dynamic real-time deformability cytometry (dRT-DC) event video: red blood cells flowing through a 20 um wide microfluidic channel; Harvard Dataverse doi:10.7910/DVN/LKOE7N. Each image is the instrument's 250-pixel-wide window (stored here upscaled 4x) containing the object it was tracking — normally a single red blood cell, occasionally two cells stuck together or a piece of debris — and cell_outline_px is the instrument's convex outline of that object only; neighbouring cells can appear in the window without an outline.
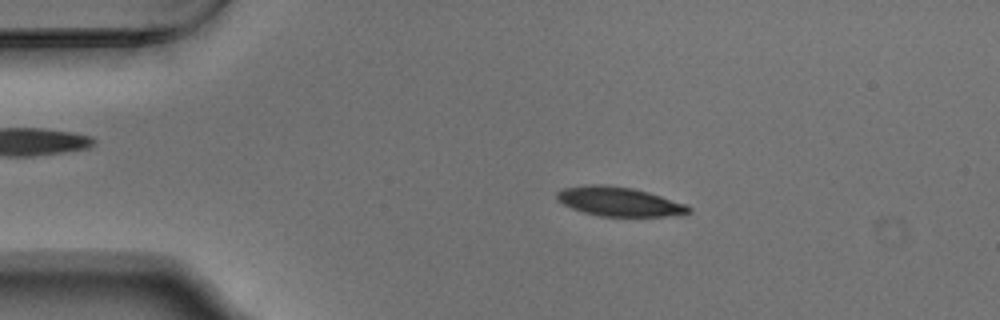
{"species": "Egyptian fruit bat (a non-hibernating species)", "species_latin": "Rousettus aegyptiacus", "temperature_condition": "warm", "stored_images_in_passage": 53, "camera_frame_rate_fps": 3000, "um_per_image_px": 0.085, "animal": {"sex": "male"}, "frame": {"image": 1, "passage_image": 10, "time_ms": 3.0, "image_size_px": [1000, 320], "cell_outline_px": [[692, 212], [684, 216], [600, 216], [584, 212], [572, 208], [556, 200], [556, 192], [564, 188], [588, 184], [604, 184], [632, 188], [648, 192], [684, 204], [692, 208]], "centroid_in_image_um": [52.64, 17.14], "position_along_channel_um": 32.4, "area_um2": 22.48}}
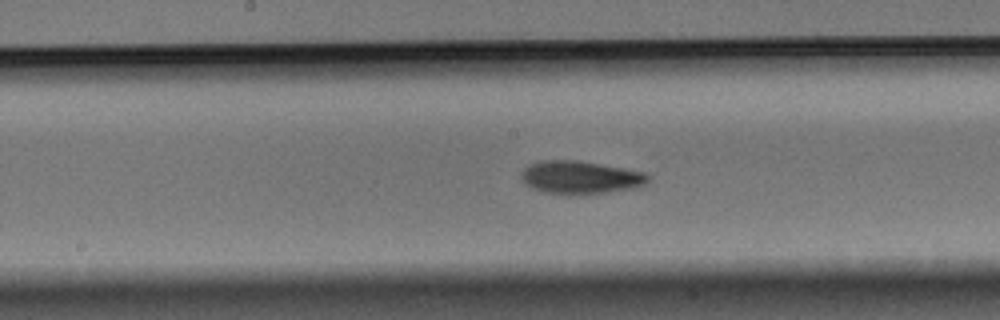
{"frame": {"image": 2, "passage_image": 27, "time_ms": 8.667, "image_size_px": [1000, 320], "cell_outline_px": [[648, 180], [640, 188], [608, 192], [544, 192], [532, 188], [524, 184], [520, 180], [520, 172], [528, 164], [540, 160], [576, 160], [624, 168], [644, 172], [648, 176]], "centroid_in_image_um": [49.29, 15.04], "position_along_channel_um": 198.9, "area_um2": 23.99}}
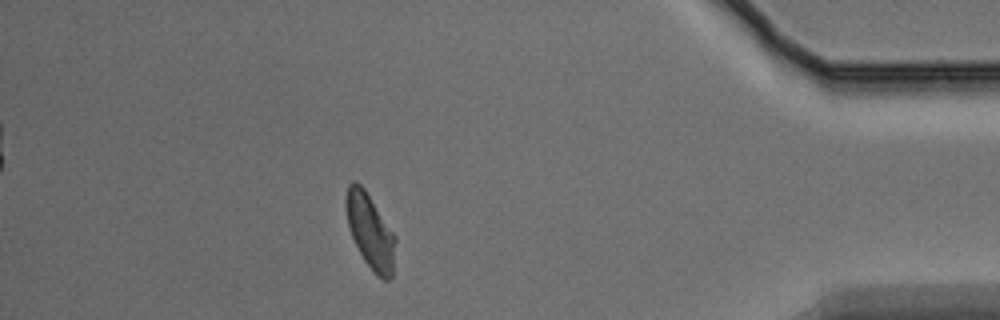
{"frame": {"image": 3, "passage_image": 47, "time_ms": 15.333, "image_size_px": [1000, 320], "cell_outline_px": [[396, 240], [392, 276], [388, 280], [384, 280], [376, 276], [364, 260], [352, 236], [348, 224], [344, 204], [344, 200], [348, 184], [352, 180], [356, 180], [364, 188], [396, 236]], "centroid_in_image_um": [31.46, 19.63], "position_along_channel_um": 403.7, "area_um2": 21.56}, "authors_computed_cell_mechanics": {"area_um2": 22.4842, "velocity_mm_per_s": 3.73, "shape_relaxation_time_tau1_ms": 4.9413, "shape_relaxation_time_tau2_ms": 4.9783, "deformation_change_tau1": 0.1435, "deformation_change_tau2": 0.1025}}